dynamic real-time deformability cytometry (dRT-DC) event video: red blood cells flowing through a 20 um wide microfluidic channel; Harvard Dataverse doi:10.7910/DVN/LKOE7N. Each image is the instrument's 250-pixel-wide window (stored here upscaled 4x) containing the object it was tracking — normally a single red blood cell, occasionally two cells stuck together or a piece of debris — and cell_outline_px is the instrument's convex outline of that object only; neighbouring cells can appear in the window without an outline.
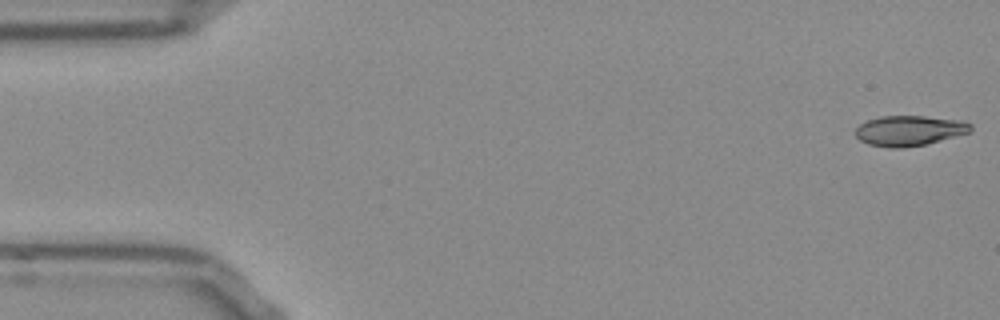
{"species": "Egyptian fruit bat (a non-hibernating species)", "species_latin": "Rousettus aegyptiacus", "temperature_condition": "room temperature", "stored_images_in_passage": 13, "camera_frame_rate_fps": 3000, "um_per_image_px": 0.085, "frame": {"image": 1, "passage_image": 1, "time_ms": 0.0, "image_size_px": [1000, 320], "cell_outline_px": [[972, 128], [968, 132], [924, 144], [896, 148], [892, 148], [868, 144], [860, 140], [856, 136], [856, 128], [860, 124], [868, 120], [880, 116], [924, 116], [956, 120], [972, 124]], "centroid_in_image_um": [77.23, 11.09], "position_along_channel_um": 7.8, "area_um2": 19.77}}
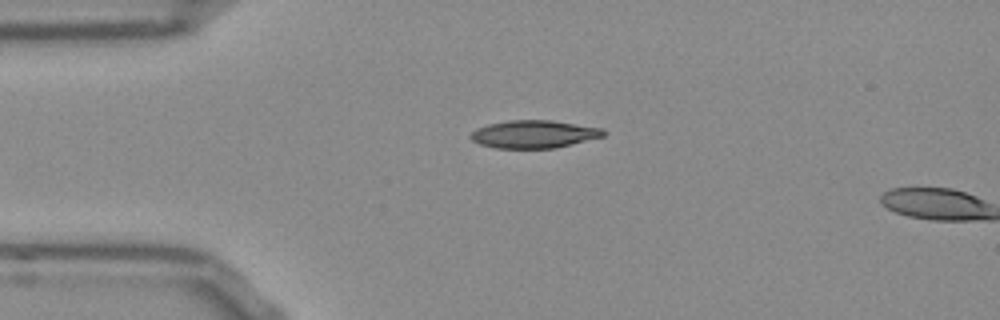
{"frame": {"image": 2, "passage_image": 12, "time_ms": 3.667, "image_size_px": [1000, 320], "cell_outline_px": [[608, 132], [604, 136], [556, 148], [496, 148], [480, 144], [472, 140], [468, 136], [476, 128], [488, 124], [508, 120], [552, 120], [604, 128]], "centroid_in_image_um": [45.41, 11.4], "position_along_channel_um": 39.6, "area_um2": 21.68}}